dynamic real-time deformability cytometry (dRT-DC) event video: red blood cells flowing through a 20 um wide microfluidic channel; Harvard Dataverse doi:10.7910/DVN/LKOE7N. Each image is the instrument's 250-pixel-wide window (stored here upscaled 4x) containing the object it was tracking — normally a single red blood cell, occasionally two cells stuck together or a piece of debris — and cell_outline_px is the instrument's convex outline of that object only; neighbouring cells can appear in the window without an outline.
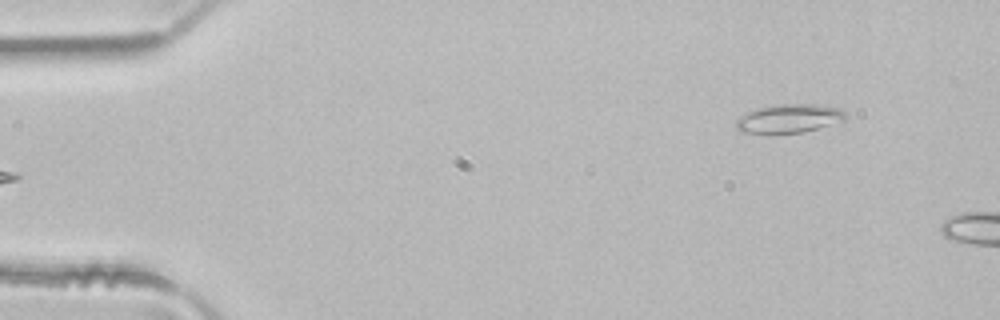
{"species": "common noctule bat (a hibernating species)", "species_latin": "Nyctalus noctula", "temperature_condition": "room temperature", "stored_images_in_passage": 4, "camera_frame_rate_fps": 3000, "um_per_image_px": 0.085, "animal": {"sex": "male", "body_mass_g": 21.5, "forearm_length_mm": 52.0}, "frame": {"image": 1, "passage_image": 4, "time_ms": 1.0, "image_size_px": [1000, 320], "cell_outline_px": [[848, 116], [844, 120], [804, 132], [740, 132], [736, 128], [736, 120], [740, 116], [756, 108], [780, 104], [816, 104], [836, 108], [844, 112]], "centroid_in_image_um": [67.06, 10.06], "position_along_channel_um": 17.9, "area_um2": 17.86}}